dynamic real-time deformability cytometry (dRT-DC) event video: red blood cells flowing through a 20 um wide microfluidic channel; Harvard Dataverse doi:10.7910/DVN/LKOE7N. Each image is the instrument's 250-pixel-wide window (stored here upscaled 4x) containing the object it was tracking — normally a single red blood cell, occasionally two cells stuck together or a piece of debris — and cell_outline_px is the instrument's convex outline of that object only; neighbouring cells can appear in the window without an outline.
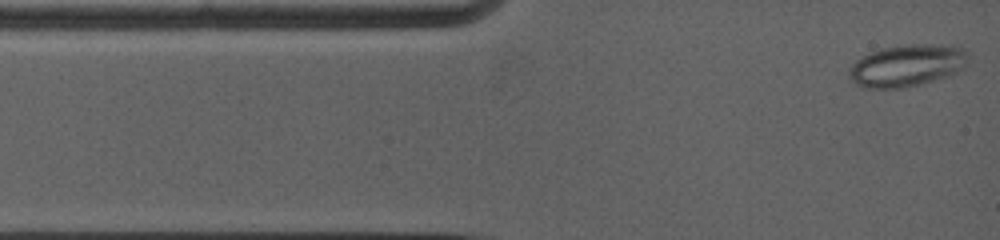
{"species": "common noctule bat (a hibernating species)", "species_latin": "Nyctalus noctula", "temperature_condition": "warm", "stored_images_in_passage": 67, "camera_frame_rate_fps": 5000, "um_per_image_px": 0.085, "animal": {"sex": "female", "body_mass_g": 19.0, "forearm_length_mm": 53.3}, "frame": {"image": 1, "passage_image": 1, "time_ms": 0.0, "image_size_px": [1000, 240], "cell_outline_px": [[968, 56], [964, 68], [948, 76], [920, 84], [904, 88], [864, 88], [856, 84], [848, 76], [848, 68], [856, 60], [880, 48], [908, 44], [960, 44], [968, 52]], "centroid_in_image_um": [77.13, 5.55], "position_along_channel_um": 7.9, "area_um2": 29.59}}
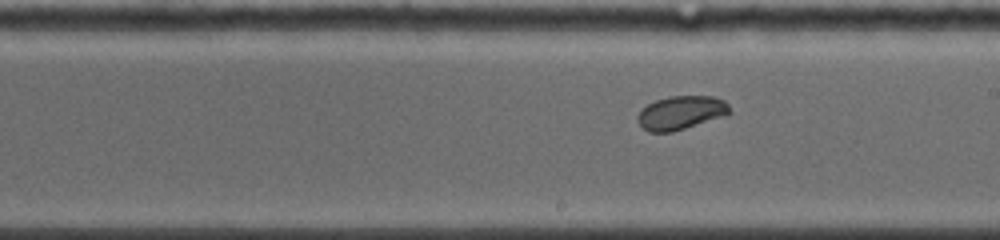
{"frame": {"image": 2, "passage_image": 36, "time_ms": 7.0, "image_size_px": [1000, 240], "cell_outline_px": [[732, 112], [728, 116], [672, 132], [648, 132], [636, 120], [636, 116], [648, 104], [656, 100], [668, 96], [712, 96], [724, 100], [728, 104]], "centroid_in_image_um": [57.93, 9.59], "position_along_channel_um": 231.1, "area_um2": 18.26}}
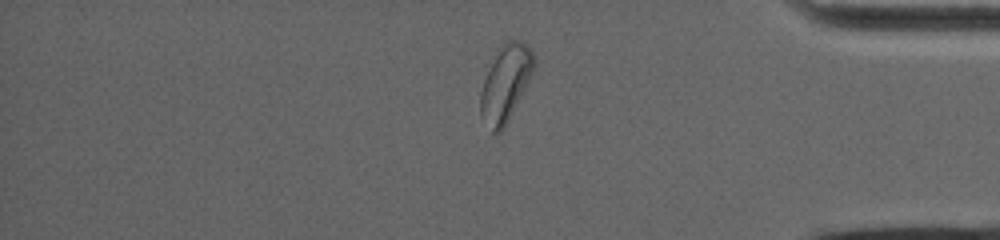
{"frame": {"image": 3, "passage_image": 60, "time_ms": 11.8, "image_size_px": [1000, 240], "cell_outline_px": [[536, 64], [504, 128], [500, 132], [492, 132], [480, 116], [480, 92], [484, 80], [504, 40], [520, 40], [532, 52], [536, 60]], "centroid_in_image_um": [42.96, 7.09], "position_along_channel_um": 392.2, "area_um2": 22.95}, "authors_computed_cell_mechanics": {"area_um2": 19.5942, "velocity_mm_per_s": 3.8358, "shape_relaxation_time_tau1_ms": 5.4096, "shape_relaxation_time_tau2_ms": null, "deformation_change_tau1": 0.0752, "deformation_change_tau2": null}}